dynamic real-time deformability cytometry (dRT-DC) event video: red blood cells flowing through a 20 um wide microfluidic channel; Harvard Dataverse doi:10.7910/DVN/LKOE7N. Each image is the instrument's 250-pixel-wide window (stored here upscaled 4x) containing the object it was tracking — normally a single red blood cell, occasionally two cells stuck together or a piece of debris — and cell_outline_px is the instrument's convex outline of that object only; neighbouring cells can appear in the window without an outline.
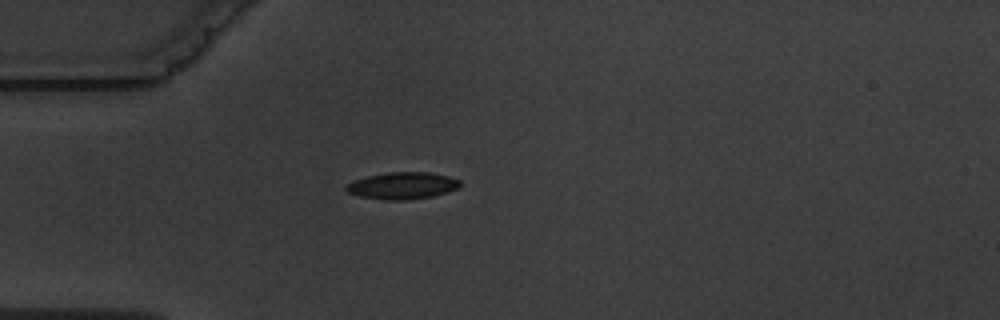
{"species": "common noctule bat (a hibernating species)", "species_latin": "Nyctalus noctula", "temperature_condition": "warm", "stored_images_in_passage": 1, "camera_frame_rate_fps": 3000, "um_per_image_px": 0.085, "animal": {"sex": "male", "body_mass_g": 19.5, "forearm_length_mm": 54.6}, "frame": {"image": 1, "passage_image": 1, "time_ms": 0.0, "image_size_px": [1000, 320], "cell_outline_px": [[460, 188], [448, 192], [432, 196], [404, 200], [384, 200], [360, 196], [348, 192], [344, 188], [348, 184], [356, 180], [368, 176], [388, 172], [432, 172], [448, 176], [460, 180]], "centroid_in_image_um": [34.25, 15.78], "position_along_channel_um": 50.8, "area_um2": 17.8}}